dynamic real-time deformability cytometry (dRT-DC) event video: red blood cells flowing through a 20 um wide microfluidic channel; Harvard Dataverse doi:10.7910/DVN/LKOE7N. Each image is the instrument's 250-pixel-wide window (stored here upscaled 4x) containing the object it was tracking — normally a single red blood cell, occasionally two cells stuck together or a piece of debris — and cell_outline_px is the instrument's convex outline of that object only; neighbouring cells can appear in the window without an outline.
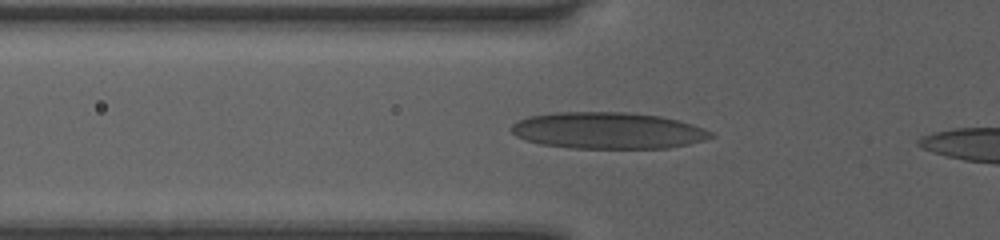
{"species": "human", "species_latin": "Homo sapiens", "temperature_condition": "room temperature", "stored_images_in_passage": 33, "camera_frame_rate_fps": 3000, "um_per_image_px": 0.085, "donor": {"sex": "female"}, "frame": {"image": 1, "passage_image": 6, "time_ms": 1.667, "image_size_px": [1000, 240], "cell_outline_px": [[716, 136], [704, 140], [688, 144], [668, 148], [568, 148], [540, 144], [524, 140], [516, 136], [508, 128], [516, 120], [528, 116], [556, 112], [628, 112], [660, 116], [692, 124], [704, 128], [712, 132]], "centroid_in_image_um": [51.62, 11.1], "position_along_channel_um": 74.2, "area_um2": 42.83}}
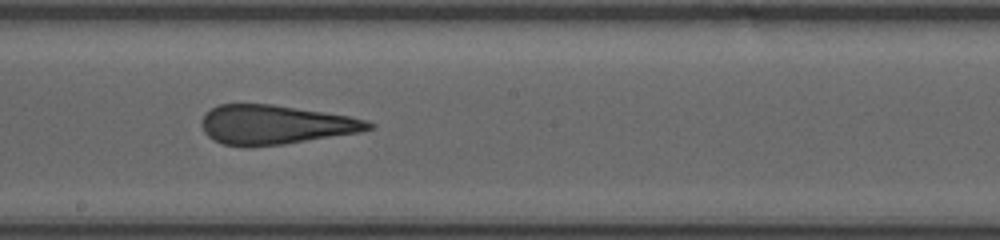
{"frame": {"image": 2, "passage_image": 17, "time_ms": 5.333, "image_size_px": [1000, 240], "cell_outline_px": [[376, 128], [360, 132], [284, 144], [248, 148], [244, 148], [224, 144], [212, 140], [204, 132], [200, 124], [200, 120], [212, 108], [220, 104], [272, 104], [352, 116], [368, 120], [376, 124]], "centroid_in_image_um": [23.42, 10.61], "position_along_channel_um": 224.8, "area_um2": 38.67}}
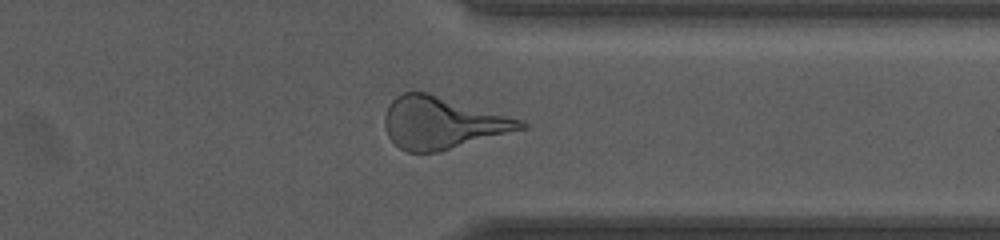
{"frame": {"image": 3, "passage_image": 28, "time_ms": 9.0, "image_size_px": [1000, 240], "cell_outline_px": [[528, 124], [524, 128], [440, 152], [408, 152], [400, 148], [388, 136], [384, 124], [384, 116], [388, 104], [396, 96], [404, 92], [428, 92], [524, 120]], "centroid_in_image_um": [37.57, 10.43], "position_along_channel_um": 373.8, "area_um2": 41.1}}